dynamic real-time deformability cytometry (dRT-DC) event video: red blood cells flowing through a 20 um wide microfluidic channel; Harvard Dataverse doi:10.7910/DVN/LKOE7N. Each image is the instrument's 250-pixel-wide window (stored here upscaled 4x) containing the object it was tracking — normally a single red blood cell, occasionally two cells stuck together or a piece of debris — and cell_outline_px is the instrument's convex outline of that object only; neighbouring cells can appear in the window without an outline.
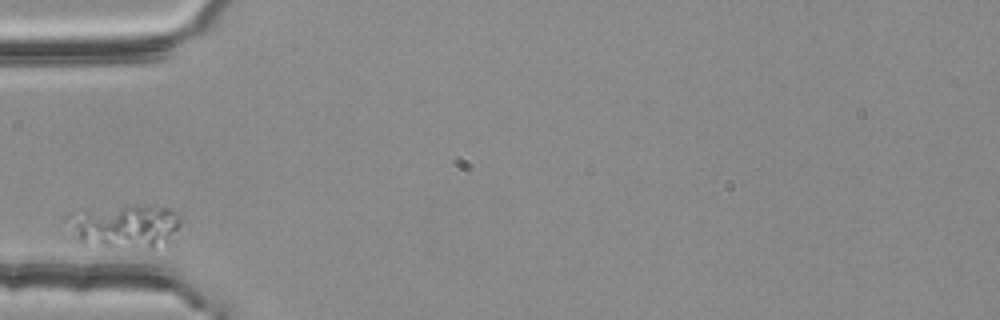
{"species": "common noctule bat (a hibernating species)", "species_latin": "Nyctalus noctula", "temperature_condition": "room temperature", "stored_images_in_passage": 1, "camera_frame_rate_fps": 3000, "um_per_image_px": 0.085, "animal": {"sex": "female", "body_mass_g": 25.1}, "frame": {"image": 1, "passage_image": 1, "time_ms": 0.0, "image_size_px": [1000, 320], "cell_outline_px": [[184, 216], [180, 224], [164, 240], [152, 248], [108, 248], [80, 244], [64, 216], [72, 212], [84, 208], [136, 204], [140, 204], [168, 208]], "centroid_in_image_um": [10.5, 19.18], "position_along_channel_um": 74.5, "area_um2": 29.48}}